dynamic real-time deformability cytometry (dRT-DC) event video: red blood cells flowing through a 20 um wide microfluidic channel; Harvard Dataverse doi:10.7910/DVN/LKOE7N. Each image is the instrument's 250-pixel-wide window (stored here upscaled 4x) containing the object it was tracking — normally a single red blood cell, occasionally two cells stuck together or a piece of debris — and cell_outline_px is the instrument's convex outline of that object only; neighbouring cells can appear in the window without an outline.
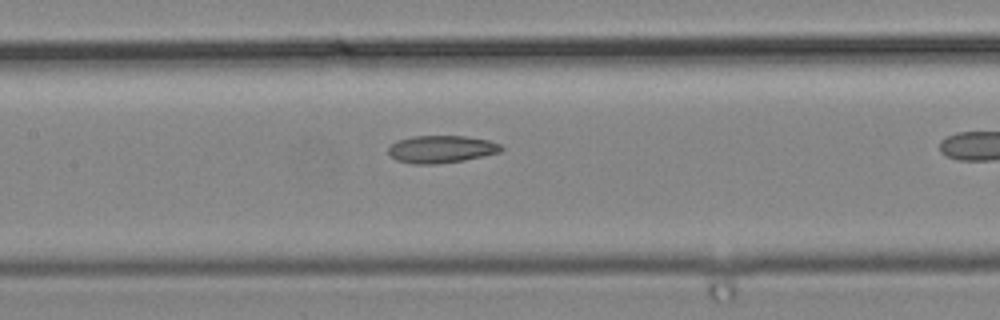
{"species": "common noctule bat (a hibernating species)", "species_latin": "Nyctalus noctula", "temperature_condition": "cold", "stored_images_in_passage": 27, "camera_frame_rate_fps": 3000, "um_per_image_px": 0.085, "animal": {"sex": "male", "body_mass_g": 19.2, "forearm_length_mm": 51.8}, "frame": {"image": 1, "passage_image": 20, "time_ms": 6.333, "image_size_px": [1000, 320], "cell_outline_px": [[504, 148], [500, 152], [464, 160], [436, 164], [412, 164], [396, 160], [388, 152], [388, 148], [396, 140], [412, 136], [464, 136], [488, 140], [500, 144]], "centroid_in_image_um": [37.49, 12.68], "position_along_channel_um": 169.9, "area_um2": 18.03}}
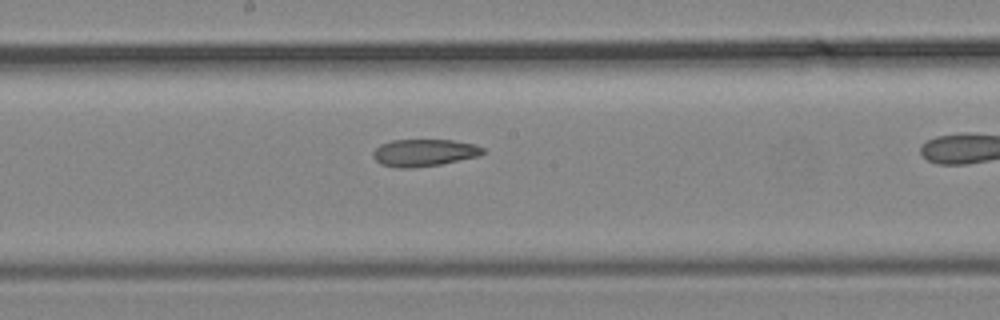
{"frame": {"image": 2, "passage_image": 23, "time_ms": 7.333, "image_size_px": [1000, 320], "cell_outline_px": [[484, 152], [480, 156], [440, 164], [412, 168], [396, 168], [380, 164], [372, 156], [372, 152], [380, 144], [392, 140], [452, 140], [476, 144], [484, 148]], "centroid_in_image_um": [36.04, 12.98], "position_along_channel_um": 212.2, "area_um2": 17.51}}